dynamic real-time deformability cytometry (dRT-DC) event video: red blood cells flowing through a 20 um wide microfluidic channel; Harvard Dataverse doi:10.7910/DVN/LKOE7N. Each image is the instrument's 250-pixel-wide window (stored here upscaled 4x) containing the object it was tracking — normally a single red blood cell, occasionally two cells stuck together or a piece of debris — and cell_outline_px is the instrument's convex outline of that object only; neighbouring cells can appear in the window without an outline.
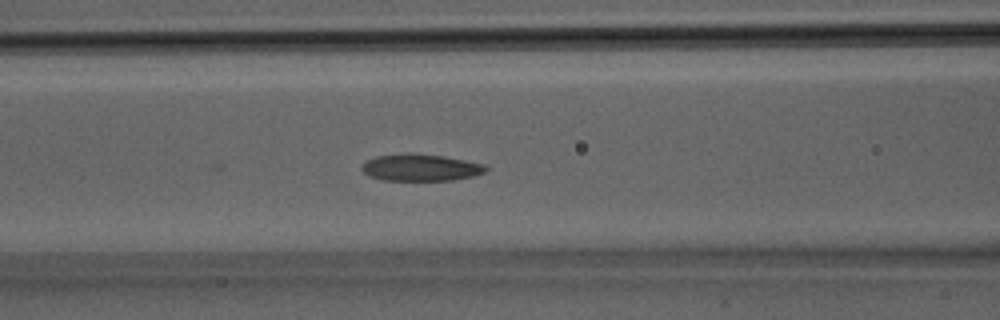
{"species": "Egyptian fruit bat (a non-hibernating species)", "species_latin": "Rousettus aegyptiacus", "temperature_condition": "room temperature", "stored_images_in_passage": 31, "camera_frame_rate_fps": 3000, "um_per_image_px": 0.085, "animal": {"sex": "male"}, "frame": {"image": 1, "passage_image": 13, "time_ms": 4.0, "image_size_px": [1000, 320], "cell_outline_px": [[488, 168], [484, 172], [472, 176], [452, 180], [384, 180], [372, 176], [364, 172], [360, 168], [368, 160], [376, 156], [408, 152], [412, 152], [444, 156], [484, 164]], "centroid_in_image_um": [35.75, 14.22], "position_along_channel_um": 130.8, "area_um2": 19.31}}
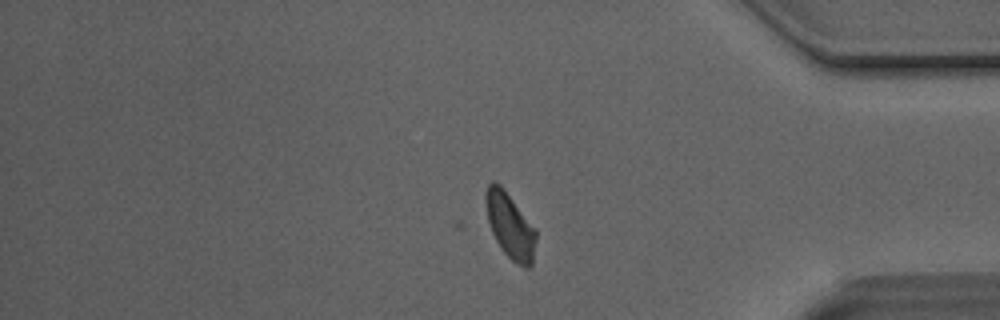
{"frame": {"image": 2, "passage_image": 26, "time_ms": 8.333, "image_size_px": [1000, 320], "cell_outline_px": [[536, 240], [532, 264], [528, 268], [524, 268], [516, 264], [504, 252], [496, 240], [492, 232], [488, 220], [484, 200], [484, 192], [488, 184], [492, 180], [500, 184], [536, 228]], "centroid_in_image_um": [43.35, 19.17], "position_along_channel_um": 391.8, "area_um2": 19.31}}
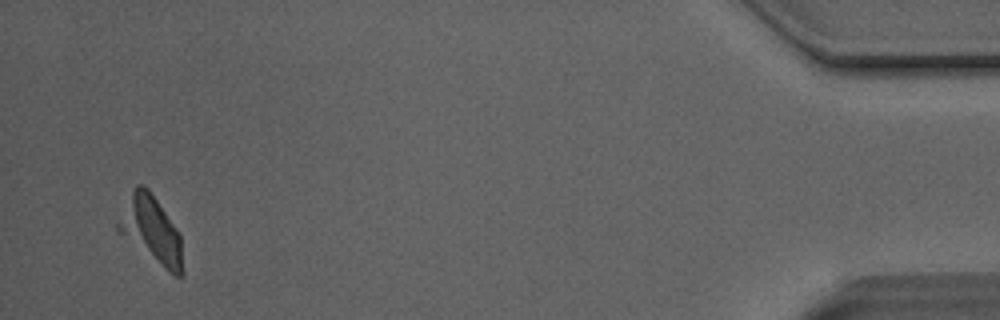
{"frame": {"image": 3, "passage_image": 30, "time_ms": 9.667, "image_size_px": [1000, 320], "cell_outline_px": [[184, 272], [180, 276], [176, 276], [168, 272], [120, 232], [116, 228], [116, 224], [136, 184], [144, 184], [148, 188], [180, 232]], "centroid_in_image_um": [12.92, 19.55], "position_along_channel_um": 422.3, "area_um2": 24.45}}